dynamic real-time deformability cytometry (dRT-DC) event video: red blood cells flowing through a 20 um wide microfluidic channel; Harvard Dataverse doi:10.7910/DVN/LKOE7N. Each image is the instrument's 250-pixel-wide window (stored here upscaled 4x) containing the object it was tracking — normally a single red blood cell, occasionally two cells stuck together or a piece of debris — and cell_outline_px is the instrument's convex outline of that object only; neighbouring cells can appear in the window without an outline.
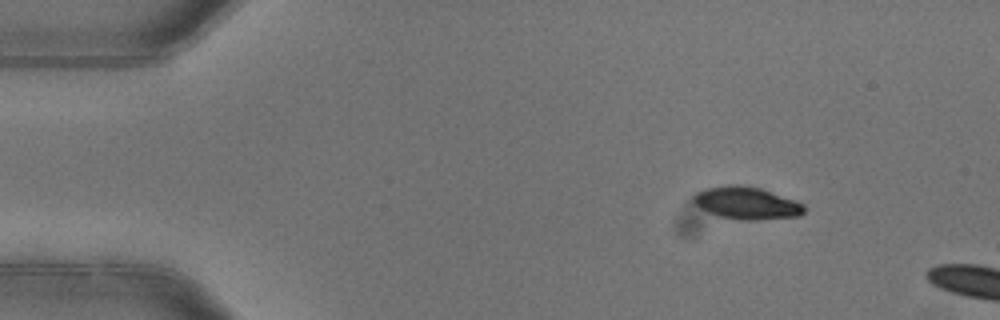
{"species": "common noctule bat (a hibernating species)", "species_latin": "Nyctalus noctula", "temperature_condition": "warm", "stored_images_in_passage": 4, "camera_frame_rate_fps": 3000, "um_per_image_px": 0.085, "animal": {"sex": "female"}, "frame": {"image": 1, "passage_image": 1, "time_ms": 0.0, "image_size_px": [1000, 320], "cell_outline_px": [[808, 208], [800, 216], [756, 220], [740, 220], [716, 216], [700, 208], [692, 200], [692, 196], [696, 192], [704, 188], [728, 184], [736, 184], [760, 188], [796, 200], [804, 204]], "centroid_in_image_um": [63.46, 17.26], "position_along_channel_um": 21.5, "area_um2": 21.27}}